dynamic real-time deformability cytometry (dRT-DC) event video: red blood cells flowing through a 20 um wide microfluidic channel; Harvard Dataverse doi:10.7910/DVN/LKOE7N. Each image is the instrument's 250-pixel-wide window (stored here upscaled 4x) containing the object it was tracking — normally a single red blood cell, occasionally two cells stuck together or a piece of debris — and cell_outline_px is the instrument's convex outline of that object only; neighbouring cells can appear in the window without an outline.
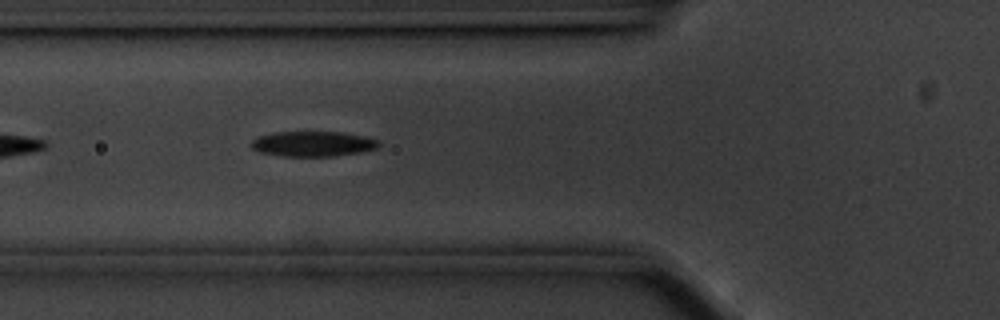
{"species": "common noctule bat (a hibernating species)", "species_latin": "Nyctalus noctula", "temperature_condition": "cold", "stored_images_in_passage": 12, "camera_frame_rate_fps": 3000, "um_per_image_px": 0.085, "animal": {"sex": "male", "body_mass_g": 20.1, "forearm_length_mm": 53.5}, "frame": {"image": 1, "passage_image": 6, "time_ms": 1.667, "image_size_px": [1000, 320], "cell_outline_px": [[380, 144], [376, 148], [360, 152], [332, 156], [284, 156], [260, 152], [252, 148], [252, 140], [260, 136], [276, 132], [344, 132], [364, 136], [380, 140]], "centroid_in_image_um": [26.63, 12.22], "position_along_channel_um": 99.2, "area_um2": 18.55}}
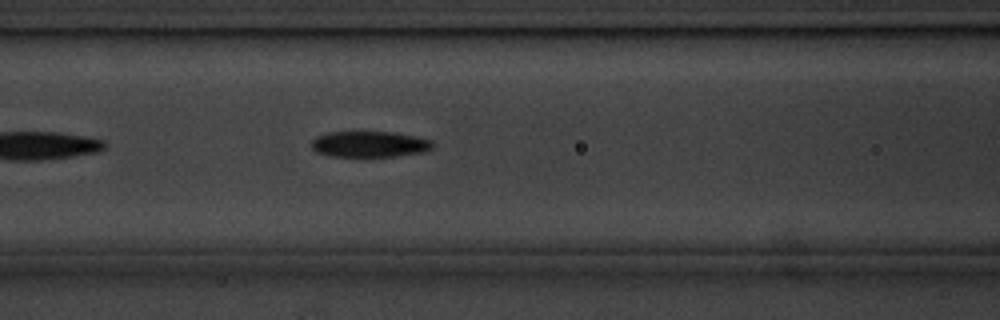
{"frame": {"image": 2, "passage_image": 9, "time_ms": 2.667, "image_size_px": [1000, 320], "cell_outline_px": [[436, 144], [432, 148], [424, 152], [392, 156], [332, 156], [316, 152], [312, 148], [312, 140], [316, 136], [328, 132], [396, 132], [416, 136], [432, 140]], "centroid_in_image_um": [31.44, 12.24], "position_along_channel_um": 135.2, "area_um2": 18.38}}